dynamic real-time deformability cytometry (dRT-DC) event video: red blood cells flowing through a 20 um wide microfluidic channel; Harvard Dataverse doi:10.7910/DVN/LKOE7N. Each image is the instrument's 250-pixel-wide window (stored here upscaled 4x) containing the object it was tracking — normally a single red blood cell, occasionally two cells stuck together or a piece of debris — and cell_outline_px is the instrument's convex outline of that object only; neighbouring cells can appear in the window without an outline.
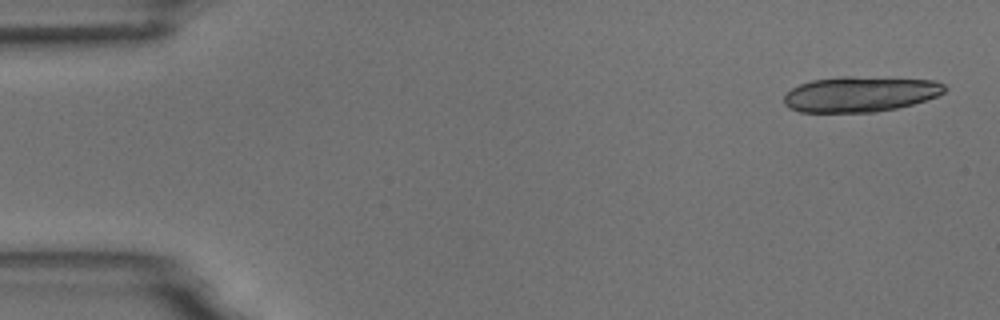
{"species": "common noctule bat (a hibernating species)", "species_latin": "Nyctalus noctula", "temperature_condition": "room temperature", "stored_images_in_passage": 5, "camera_frame_rate_fps": 3000, "um_per_image_px": 0.085, "animal": {"sex": "male", "body_mass_g": 18.8}, "frame": {"image": 1, "passage_image": 1, "time_ms": 0.0, "image_size_px": [1000, 320], "cell_outline_px": [[948, 88], [944, 92], [936, 96], [912, 104], [896, 108], [876, 112], [800, 112], [788, 108], [784, 104], [784, 96], [792, 88], [800, 84], [812, 80], [840, 76], [852, 76], [936, 80], [944, 84]], "centroid_in_image_um": [73.11, 7.99], "position_along_channel_um": 11.9, "area_um2": 33.29}}